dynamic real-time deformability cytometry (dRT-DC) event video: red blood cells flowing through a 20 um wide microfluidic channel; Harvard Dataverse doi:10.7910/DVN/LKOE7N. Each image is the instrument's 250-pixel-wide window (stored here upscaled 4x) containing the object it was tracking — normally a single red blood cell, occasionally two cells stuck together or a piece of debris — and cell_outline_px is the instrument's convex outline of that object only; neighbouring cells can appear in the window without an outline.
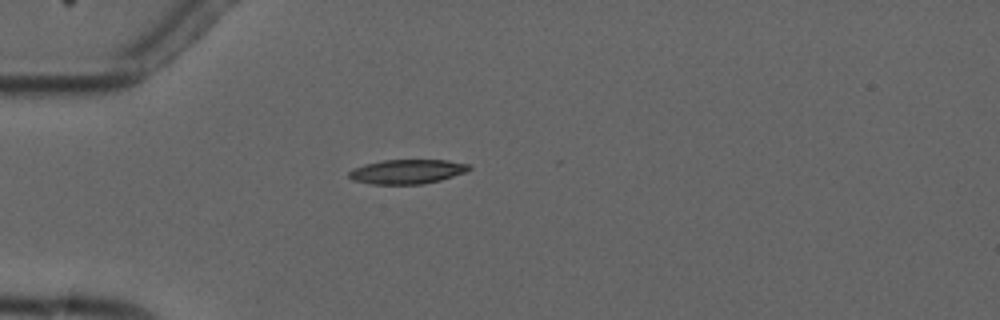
{"species": "common noctule bat (a hibernating species)", "species_latin": "Nyctalus noctula", "temperature_condition": "cold", "stored_images_in_passage": 1, "camera_frame_rate_fps": 3000, "um_per_image_px": 0.085, "animal": {"sex": "male", "forearm_length_mm": 52.5}, "frame": {"image": 1, "passage_image": 1, "time_ms": 0.0, "image_size_px": [1000, 320], "cell_outline_px": [[472, 168], [468, 172], [440, 180], [424, 184], [372, 184], [352, 180], [348, 176], [348, 172], [352, 168], [364, 164], [384, 160], [448, 160], [468, 164]], "centroid_in_image_um": [34.61, 14.58], "position_along_channel_um": 50.4, "area_um2": 17.22}}